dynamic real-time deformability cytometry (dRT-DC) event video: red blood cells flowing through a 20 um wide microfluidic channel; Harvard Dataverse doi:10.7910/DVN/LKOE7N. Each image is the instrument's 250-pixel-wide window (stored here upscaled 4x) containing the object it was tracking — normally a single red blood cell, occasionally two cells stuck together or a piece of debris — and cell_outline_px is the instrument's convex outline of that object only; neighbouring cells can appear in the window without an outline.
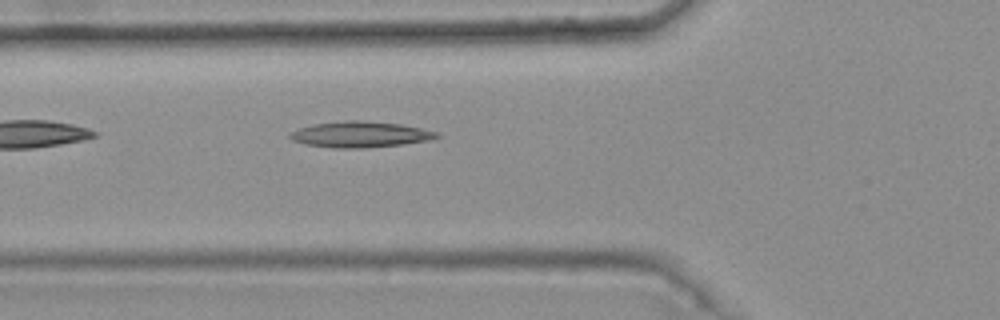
{"species": "common noctule bat (a hibernating species)", "species_latin": "Nyctalus noctula", "temperature_condition": "warm", "stored_images_in_passage": 2, "camera_frame_rate_fps": 3000, "um_per_image_px": 0.085, "animal": {"sex": "female", "body_mass_g": 25.1}, "frame": {"image": 1, "passage_image": 2, "time_ms": 0.333, "image_size_px": [1000, 320], "cell_outline_px": [[440, 136], [432, 140], [400, 144], [364, 148], [332, 148], [304, 144], [292, 140], [288, 136], [288, 132], [312, 124], [344, 120], [364, 120], [400, 124], [420, 128], [436, 132]], "centroid_in_image_um": [30.56, 11.42], "position_along_channel_um": 95.2, "area_um2": 22.25}}